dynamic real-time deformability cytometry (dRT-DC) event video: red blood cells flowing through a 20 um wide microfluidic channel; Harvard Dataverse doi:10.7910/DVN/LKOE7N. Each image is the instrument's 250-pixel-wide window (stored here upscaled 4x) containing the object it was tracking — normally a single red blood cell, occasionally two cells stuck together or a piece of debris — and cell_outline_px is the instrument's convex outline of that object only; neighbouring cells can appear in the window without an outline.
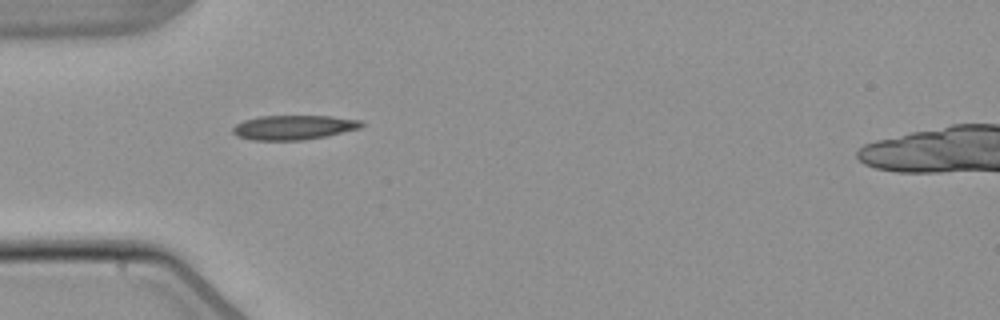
{"species": "common noctule bat (a hibernating species)", "species_latin": "Nyctalus noctula", "temperature_condition": "warm", "stored_images_in_passage": 2, "camera_frame_rate_fps": 3000, "um_per_image_px": 0.085, "animal": {"sex": "male", "body_mass_g": 21.5, "forearm_length_mm": 52.0}, "frame": {"image": 1, "passage_image": 1, "time_ms": 0.0, "image_size_px": [1000, 320], "cell_outline_px": [[364, 124], [360, 128], [328, 136], [304, 140], [252, 140], [236, 136], [232, 132], [232, 128], [236, 124], [244, 120], [260, 116], [332, 116], [360, 120]], "centroid_in_image_um": [24.95, 10.83], "position_along_channel_um": 60.0, "area_um2": 18.44}}